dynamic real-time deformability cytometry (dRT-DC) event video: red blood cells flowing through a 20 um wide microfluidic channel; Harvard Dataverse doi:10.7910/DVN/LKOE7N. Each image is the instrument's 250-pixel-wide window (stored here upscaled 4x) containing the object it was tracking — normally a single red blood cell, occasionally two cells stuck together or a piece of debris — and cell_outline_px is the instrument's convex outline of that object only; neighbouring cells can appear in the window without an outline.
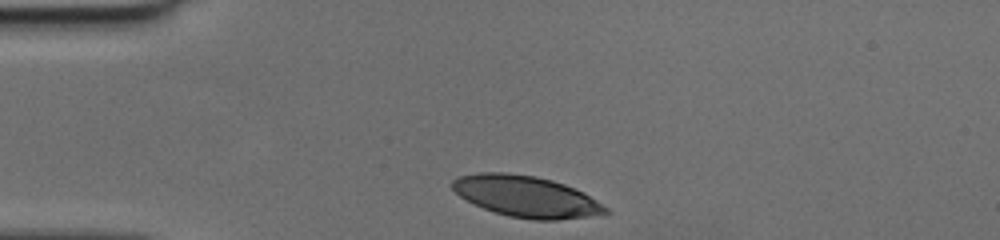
{"species": "human", "species_latin": "Homo sapiens", "temperature_condition": "cold", "stored_images_in_passage": 28, "camera_frame_rate_fps": 3000, "um_per_image_px": 0.085, "donor": {"sex": "female"}, "frame": {"image": 1, "passage_image": 1, "time_ms": 0.0, "image_size_px": [1000, 240], "cell_outline_px": [[612, 212], [588, 216], [556, 220], [532, 220], [508, 216], [484, 208], [460, 196], [452, 188], [452, 180], [456, 176], [476, 172], [504, 172], [536, 176], [552, 180], [564, 184], [584, 192], [608, 208]], "centroid_in_image_um": [44.72, 16.69], "position_along_channel_um": 40.3, "area_um2": 36.76}}
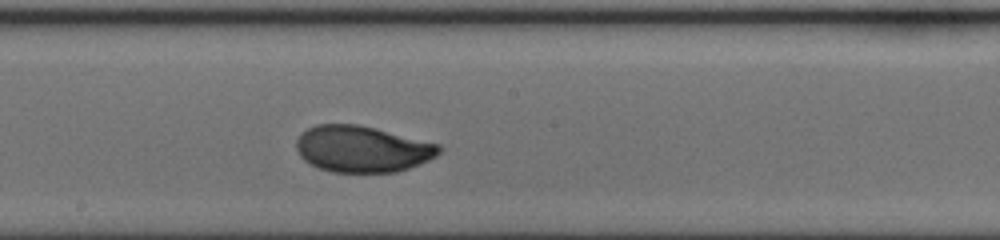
{"frame": {"image": 2, "passage_image": 16, "time_ms": 5.0, "image_size_px": [1000, 240], "cell_outline_px": [[444, 148], [436, 156], [428, 160], [408, 168], [396, 172], [332, 172], [320, 168], [304, 160], [300, 156], [296, 148], [296, 140], [300, 132], [316, 124], [356, 124], [376, 128], [440, 144]], "centroid_in_image_um": [30.78, 12.65], "position_along_channel_um": 217.4, "area_um2": 38.67}}
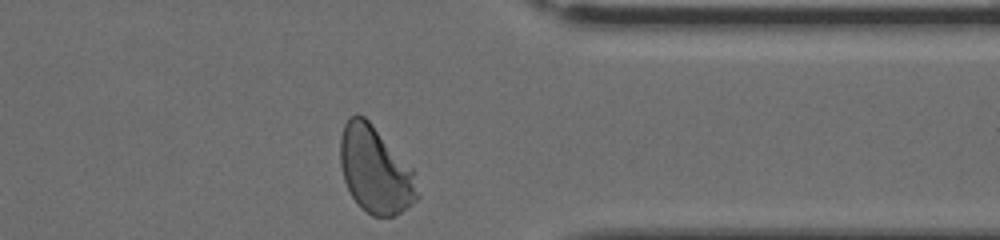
{"frame": {"image": 3, "passage_image": 28, "time_ms": 9.0, "image_size_px": [1000, 240], "cell_outline_px": [[420, 196], [412, 204], [396, 216], [372, 216], [360, 208], [352, 196], [344, 180], [340, 164], [340, 136], [344, 124], [356, 112], [364, 116], [368, 120], [412, 168]], "centroid_in_image_um": [31.89, 14.46], "position_along_channel_um": 379.5, "area_um2": 38.9}}